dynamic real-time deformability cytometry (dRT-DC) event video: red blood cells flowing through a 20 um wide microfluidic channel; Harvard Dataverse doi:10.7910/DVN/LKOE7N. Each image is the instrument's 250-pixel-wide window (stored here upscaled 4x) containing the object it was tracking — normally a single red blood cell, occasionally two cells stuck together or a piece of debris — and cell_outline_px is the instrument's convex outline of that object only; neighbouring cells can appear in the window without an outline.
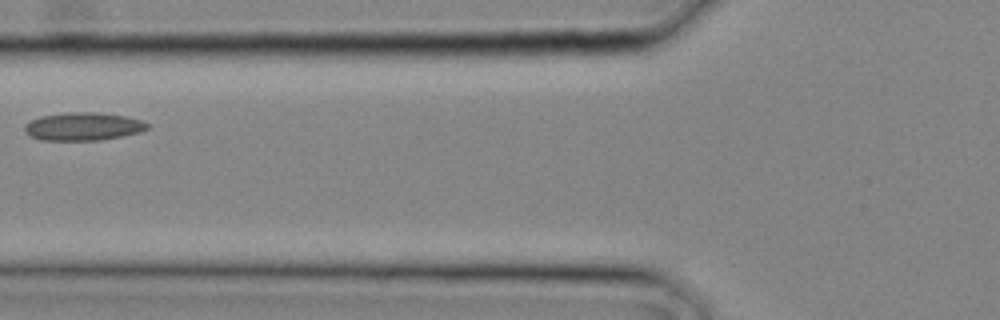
{"species": "common noctule bat (a hibernating species)", "species_latin": "Nyctalus noctula", "temperature_condition": "cold", "stored_images_in_passage": 6, "camera_frame_rate_fps": 3000, "um_per_image_px": 0.085, "animal": {"sex": "male", "body_mass_g": 20.4}, "frame": {"image": 1, "passage_image": 5, "time_ms": 1.333, "image_size_px": [1000, 320], "cell_outline_px": [[148, 128], [140, 132], [100, 140], [40, 140], [32, 136], [24, 128], [24, 124], [40, 116], [68, 112], [96, 112], [124, 116], [140, 120], [148, 124]], "centroid_in_image_um": [7.05, 10.74], "position_along_channel_um": 118.7, "area_um2": 19.77}}